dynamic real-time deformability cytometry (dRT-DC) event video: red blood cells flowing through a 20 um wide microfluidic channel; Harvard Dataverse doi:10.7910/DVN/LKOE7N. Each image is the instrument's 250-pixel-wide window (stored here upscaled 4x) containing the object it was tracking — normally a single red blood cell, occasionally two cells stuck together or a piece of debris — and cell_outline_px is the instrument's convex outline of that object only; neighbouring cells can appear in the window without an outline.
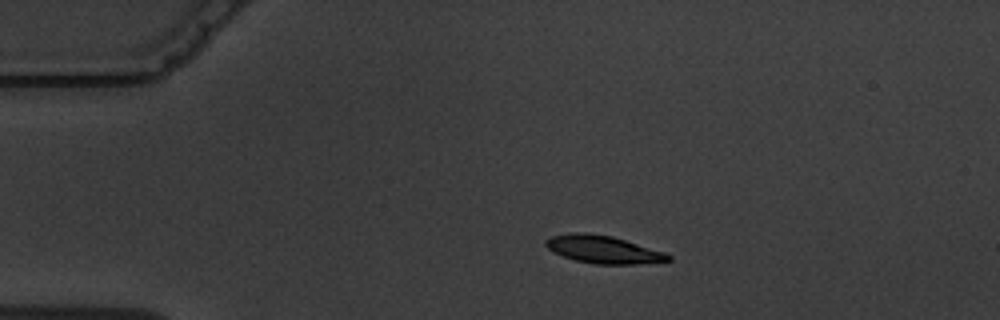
{"species": "common noctule bat (a hibernating species)", "species_latin": "Nyctalus noctula", "temperature_condition": "warm", "stored_images_in_passage": 9, "camera_frame_rate_fps": 3000, "um_per_image_px": 0.085, "animal": {"sex": "male", "body_mass_g": 19.5, "forearm_length_mm": 54.6}, "frame": {"image": 1, "passage_image": 1, "time_ms": 0.0, "image_size_px": [1000, 320], "cell_outline_px": [[672, 260], [636, 264], [596, 264], [576, 260], [552, 252], [544, 244], [544, 240], [552, 236], [568, 232], [588, 232], [612, 236], [664, 252], [672, 256]], "centroid_in_image_um": [51.23, 21.19], "position_along_channel_um": 33.8, "area_um2": 19.77}}
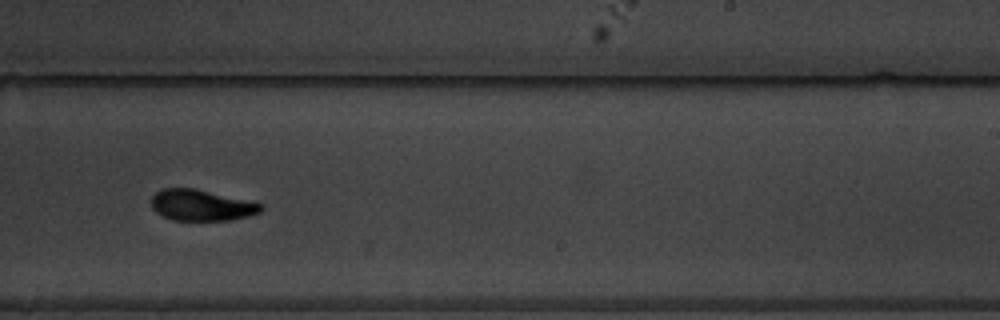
{"frame": {"image": 2, "passage_image": 8, "time_ms": 8.0, "image_size_px": [1000, 320], "cell_outline_px": [[264, 208], [260, 212], [248, 216], [232, 220], [172, 220], [156, 212], [152, 208], [152, 196], [160, 188], [196, 188], [256, 200], [264, 204]], "centroid_in_image_um": [17.21, 17.42], "position_along_channel_um": 271.8, "area_um2": 20.46}}